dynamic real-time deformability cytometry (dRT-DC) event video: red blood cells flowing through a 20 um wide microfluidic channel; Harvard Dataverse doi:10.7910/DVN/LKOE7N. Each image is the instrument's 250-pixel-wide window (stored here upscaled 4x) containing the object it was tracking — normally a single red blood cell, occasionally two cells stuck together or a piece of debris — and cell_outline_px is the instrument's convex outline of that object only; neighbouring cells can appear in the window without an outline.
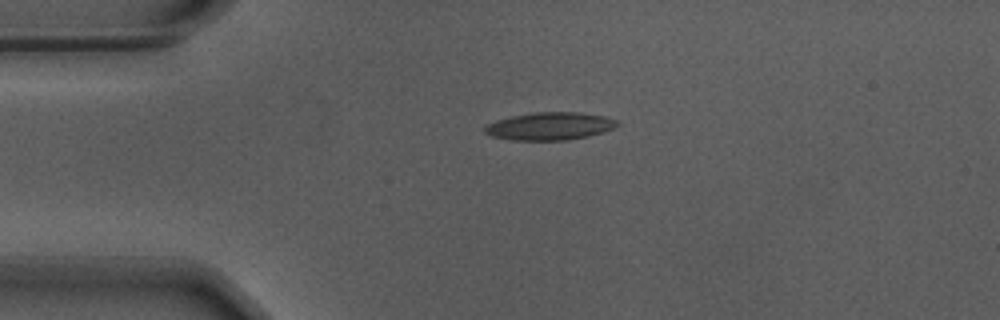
{"species": "Egyptian fruit bat (a non-hibernating species)", "species_latin": "Rousettus aegyptiacus", "temperature_condition": "warm", "stored_images_in_passage": 44, "camera_frame_rate_fps": 3000, "um_per_image_px": 0.085, "animal": {"sex": "male"}, "frame": {"image": 1, "passage_image": 1, "time_ms": 0.0, "image_size_px": [1000, 320], "cell_outline_px": [[620, 124], [612, 128], [588, 136], [564, 140], [512, 140], [492, 136], [484, 132], [484, 128], [488, 124], [496, 120], [512, 116], [532, 112], [580, 112], [604, 116], [616, 120]], "centroid_in_image_um": [46.71, 10.71], "position_along_channel_um": 38.3, "area_um2": 21.21}}
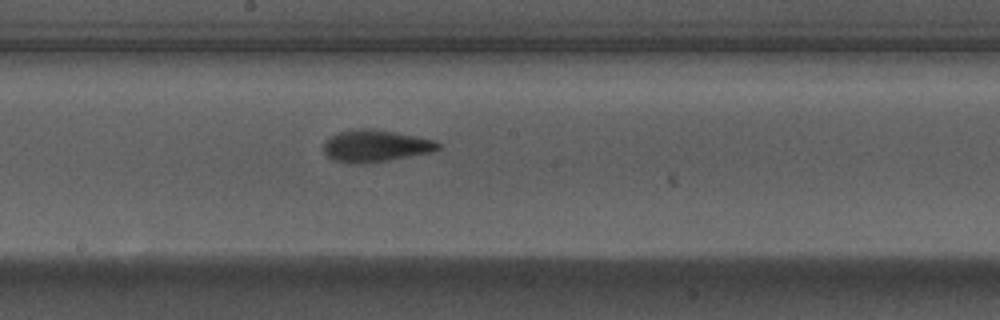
{"frame": {"image": 2, "passage_image": 18, "time_ms": 5.667, "image_size_px": [1000, 320], "cell_outline_px": [[440, 148], [432, 152], [388, 160], [364, 164], [356, 164], [336, 160], [328, 156], [324, 152], [324, 144], [332, 136], [340, 132], [360, 128], [372, 128], [396, 132], [416, 136], [432, 140], [440, 144]], "centroid_in_image_um": [31.94, 12.4], "position_along_channel_um": 216.3, "area_um2": 21.04}}
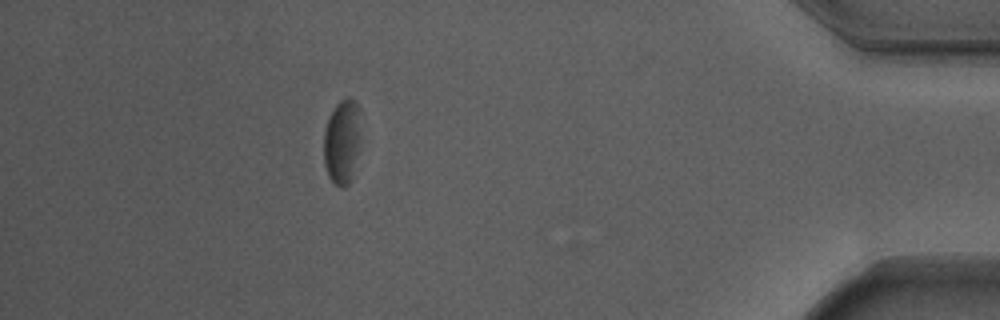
{"frame": {"image": 3, "passage_image": 38, "time_ms": 12.333, "image_size_px": [1000, 320], "cell_outline_px": [[360, 108], [356, 152], [352, 180], [344, 188], [340, 188], [328, 176], [324, 164], [324, 132], [328, 120], [336, 104], [340, 100], [348, 96], [356, 100]], "centroid_in_image_um": [29.05, 12.02], "position_along_channel_um": 406.1, "area_um2": 17.92}, "authors_computed_cell_mechanics": {"area_um2": 20.1433, "velocity_mm_per_s": 3.6588, "shape_relaxation_time_tau1_ms": 3.5091, "shape_relaxation_time_tau2_ms": 2.3856, "deformation_change_tau1": 0.1517, "deformation_change_tau2": 0.1026}}